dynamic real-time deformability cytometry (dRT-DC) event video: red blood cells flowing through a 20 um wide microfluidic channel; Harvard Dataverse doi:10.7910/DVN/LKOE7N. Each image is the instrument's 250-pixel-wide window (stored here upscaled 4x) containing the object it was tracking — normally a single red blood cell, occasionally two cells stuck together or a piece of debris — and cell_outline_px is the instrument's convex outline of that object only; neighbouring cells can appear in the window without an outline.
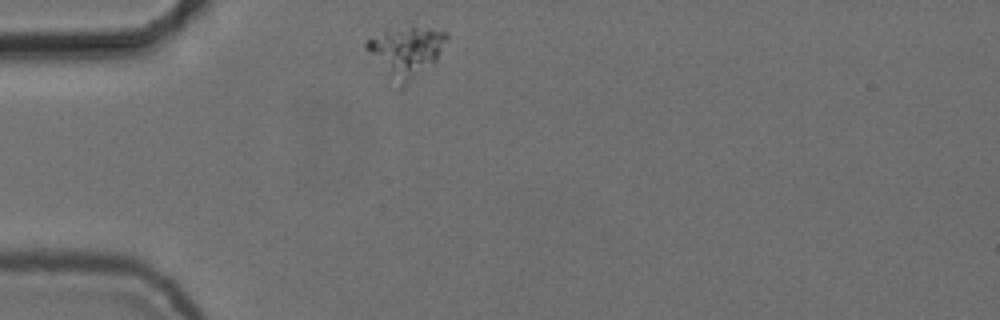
{"species": "common noctule bat (a hibernating species)", "species_latin": "Nyctalus noctula", "temperature_condition": "cold", "stored_images_in_passage": 1, "camera_frame_rate_fps": 3000, "um_per_image_px": 0.085, "animal": {"sex": "female", "body_mass_g": 24.6, "forearm_length_mm": 56.2}, "frame": {"image": 1, "passage_image": 1, "time_ms": 0.0, "image_size_px": [1000, 320], "cell_outline_px": [[448, 40], [436, 60], [400, 88], [388, 76], [364, 48], [364, 40], [388, 24], [412, 24], [448, 32]], "centroid_in_image_um": [34.45, 4.24], "position_along_channel_um": 50.6, "area_um2": 24.45}}